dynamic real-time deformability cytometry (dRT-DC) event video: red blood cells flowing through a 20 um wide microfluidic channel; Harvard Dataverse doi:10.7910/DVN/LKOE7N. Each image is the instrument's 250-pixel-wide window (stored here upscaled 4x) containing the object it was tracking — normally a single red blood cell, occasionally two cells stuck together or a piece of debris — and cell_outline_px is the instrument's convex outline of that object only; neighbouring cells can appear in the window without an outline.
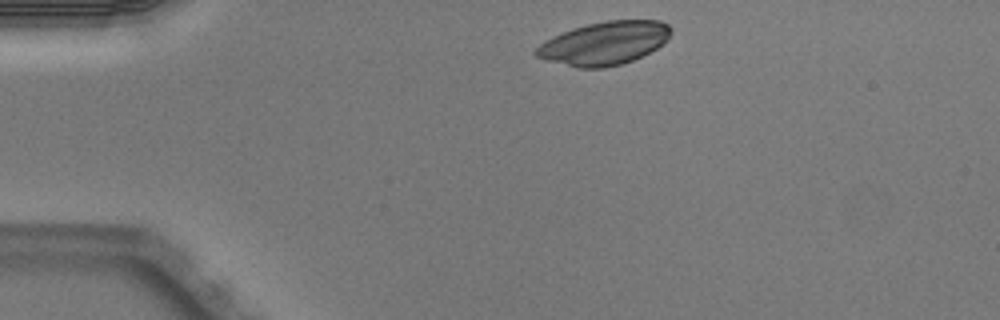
{"species": "Egyptian fruit bat (a non-hibernating species)", "species_latin": "Rousettus aegyptiacus", "temperature_condition": "warm", "stored_images_in_passage": 2, "camera_frame_rate_fps": 3000, "um_per_image_px": 0.085, "animal": {"sex": "male"}, "frame": {"image": 1, "passage_image": 1, "time_ms": 0.0, "image_size_px": [1000, 320], "cell_outline_px": [[672, 32], [656, 48], [632, 60], [620, 64], [604, 68], [576, 68], [548, 60], [536, 56], [532, 52], [540, 44], [572, 28], [588, 24], [608, 20], [660, 20], [668, 24], [672, 28]], "centroid_in_image_um": [51.37, 3.67], "position_along_channel_um": 33.6, "area_um2": 33.47}}